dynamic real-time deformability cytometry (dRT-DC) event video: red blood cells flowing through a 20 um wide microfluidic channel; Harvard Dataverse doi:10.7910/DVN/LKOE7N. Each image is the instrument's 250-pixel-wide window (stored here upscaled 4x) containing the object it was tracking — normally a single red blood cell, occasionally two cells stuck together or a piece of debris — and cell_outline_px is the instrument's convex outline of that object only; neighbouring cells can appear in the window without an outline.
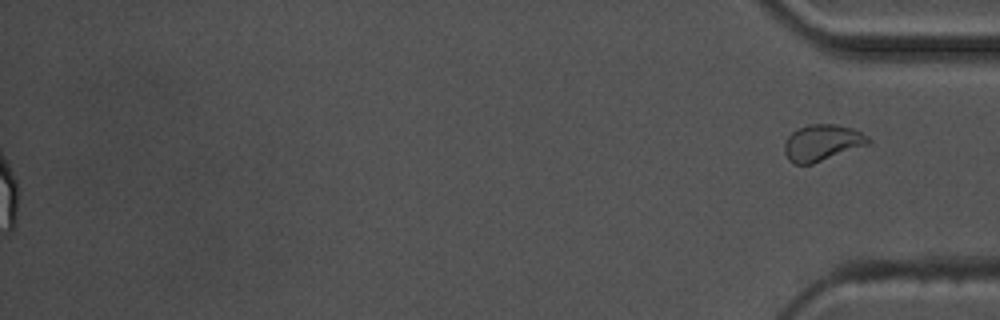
{"species": "common noctule bat (a hibernating species)", "species_latin": "Nyctalus noctula", "temperature_condition": "warm", "stored_images_in_passage": 52, "segment_of_instrument_passage": [2, 2], "camera_frame_rate_fps": 3000, "um_per_image_px": 0.085, "animal": {"sex": "male", "body_mass_g": 17.5, "forearm_length_mm": 52.3}, "frame": {"image": 1, "passage_image": 52, "time_ms": 17.0, "image_size_px": [1000, 320], "cell_outline_px": [[872, 140], [868, 144], [812, 164], [792, 164], [788, 160], [784, 152], [784, 144], [788, 136], [792, 132], [808, 124], [832, 124], [852, 128], [868, 136]], "centroid_in_image_um": [69.85, 12.14], "position_along_channel_um": 365.3, "area_um2": 17.63}}